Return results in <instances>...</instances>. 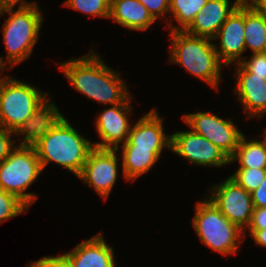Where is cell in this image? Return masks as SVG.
Returning <instances> with one entry per match:
<instances>
[{"instance_id":"cell-1","label":"cell","mask_w":266,"mask_h":267,"mask_svg":"<svg viewBox=\"0 0 266 267\" xmlns=\"http://www.w3.org/2000/svg\"><path fill=\"white\" fill-rule=\"evenodd\" d=\"M58 66L76 91L101 105L120 104L131 93L120 74L107 66L94 49L80 58L59 63Z\"/></svg>"},{"instance_id":"cell-2","label":"cell","mask_w":266,"mask_h":267,"mask_svg":"<svg viewBox=\"0 0 266 267\" xmlns=\"http://www.w3.org/2000/svg\"><path fill=\"white\" fill-rule=\"evenodd\" d=\"M170 63L181 65L189 74L218 90L224 65L219 61L213 39L171 31ZM223 67V68H222Z\"/></svg>"},{"instance_id":"cell-3","label":"cell","mask_w":266,"mask_h":267,"mask_svg":"<svg viewBox=\"0 0 266 267\" xmlns=\"http://www.w3.org/2000/svg\"><path fill=\"white\" fill-rule=\"evenodd\" d=\"M32 146L42 170L54 162L76 176L81 173L89 152L94 148L93 143L79 134L66 118Z\"/></svg>"},{"instance_id":"cell-4","label":"cell","mask_w":266,"mask_h":267,"mask_svg":"<svg viewBox=\"0 0 266 267\" xmlns=\"http://www.w3.org/2000/svg\"><path fill=\"white\" fill-rule=\"evenodd\" d=\"M0 9V17L9 14L2 25L3 42L6 48L4 69L13 68L33 52V47L39 40L43 23V13L39 5ZM8 64V65H7Z\"/></svg>"},{"instance_id":"cell-5","label":"cell","mask_w":266,"mask_h":267,"mask_svg":"<svg viewBox=\"0 0 266 267\" xmlns=\"http://www.w3.org/2000/svg\"><path fill=\"white\" fill-rule=\"evenodd\" d=\"M195 207L192 225L201 242L225 257L237 254L238 243L246 237L244 231L229 221L209 198L197 202Z\"/></svg>"},{"instance_id":"cell-6","label":"cell","mask_w":266,"mask_h":267,"mask_svg":"<svg viewBox=\"0 0 266 267\" xmlns=\"http://www.w3.org/2000/svg\"><path fill=\"white\" fill-rule=\"evenodd\" d=\"M42 172L40 160L33 146L17 145L0 162V188L16 196L28 208L38 199L37 194L25 193Z\"/></svg>"},{"instance_id":"cell-7","label":"cell","mask_w":266,"mask_h":267,"mask_svg":"<svg viewBox=\"0 0 266 267\" xmlns=\"http://www.w3.org/2000/svg\"><path fill=\"white\" fill-rule=\"evenodd\" d=\"M37 87L9 77L0 80V125L16 132L18 128L48 98Z\"/></svg>"},{"instance_id":"cell-8","label":"cell","mask_w":266,"mask_h":267,"mask_svg":"<svg viewBox=\"0 0 266 267\" xmlns=\"http://www.w3.org/2000/svg\"><path fill=\"white\" fill-rule=\"evenodd\" d=\"M190 129L217 146L229 159L244 135L232 122L207 112L187 113L182 117Z\"/></svg>"},{"instance_id":"cell-9","label":"cell","mask_w":266,"mask_h":267,"mask_svg":"<svg viewBox=\"0 0 266 267\" xmlns=\"http://www.w3.org/2000/svg\"><path fill=\"white\" fill-rule=\"evenodd\" d=\"M210 194L208 198L221 213L245 233L254 210L251 193L228 177L222 183L212 185Z\"/></svg>"},{"instance_id":"cell-10","label":"cell","mask_w":266,"mask_h":267,"mask_svg":"<svg viewBox=\"0 0 266 267\" xmlns=\"http://www.w3.org/2000/svg\"><path fill=\"white\" fill-rule=\"evenodd\" d=\"M117 149L93 148L87 157L81 173L77 176L98 195L108 199L116 183L119 163Z\"/></svg>"},{"instance_id":"cell-11","label":"cell","mask_w":266,"mask_h":267,"mask_svg":"<svg viewBox=\"0 0 266 267\" xmlns=\"http://www.w3.org/2000/svg\"><path fill=\"white\" fill-rule=\"evenodd\" d=\"M170 150L191 165L214 168L230 165L229 158L217 146L191 129L172 133Z\"/></svg>"},{"instance_id":"cell-12","label":"cell","mask_w":266,"mask_h":267,"mask_svg":"<svg viewBox=\"0 0 266 267\" xmlns=\"http://www.w3.org/2000/svg\"><path fill=\"white\" fill-rule=\"evenodd\" d=\"M131 97L129 95L122 103L104 109L96 118V130L103 142H94L99 149H117L124 144L130 133L131 124L128 115H132Z\"/></svg>"},{"instance_id":"cell-13","label":"cell","mask_w":266,"mask_h":267,"mask_svg":"<svg viewBox=\"0 0 266 267\" xmlns=\"http://www.w3.org/2000/svg\"><path fill=\"white\" fill-rule=\"evenodd\" d=\"M244 1H242L234 11L228 16L227 20L218 30L214 41H219V45L214 44L219 61L226 67L233 62L240 63L245 50L244 38Z\"/></svg>"},{"instance_id":"cell-14","label":"cell","mask_w":266,"mask_h":267,"mask_svg":"<svg viewBox=\"0 0 266 267\" xmlns=\"http://www.w3.org/2000/svg\"><path fill=\"white\" fill-rule=\"evenodd\" d=\"M235 93L248 118H261L266 113V80L249 73L240 63L235 65Z\"/></svg>"},{"instance_id":"cell-15","label":"cell","mask_w":266,"mask_h":267,"mask_svg":"<svg viewBox=\"0 0 266 267\" xmlns=\"http://www.w3.org/2000/svg\"><path fill=\"white\" fill-rule=\"evenodd\" d=\"M152 109L131 126L127 141L121 146L143 149H171V135L164 133L163 119Z\"/></svg>"},{"instance_id":"cell-16","label":"cell","mask_w":266,"mask_h":267,"mask_svg":"<svg viewBox=\"0 0 266 267\" xmlns=\"http://www.w3.org/2000/svg\"><path fill=\"white\" fill-rule=\"evenodd\" d=\"M242 1L235 0L233 4H230V0H207L184 31L193 36L213 39L228 16Z\"/></svg>"},{"instance_id":"cell-17","label":"cell","mask_w":266,"mask_h":267,"mask_svg":"<svg viewBox=\"0 0 266 267\" xmlns=\"http://www.w3.org/2000/svg\"><path fill=\"white\" fill-rule=\"evenodd\" d=\"M64 119L65 117L59 112L58 107L50 98H47L15 132L23 139L21 144L18 143V145H34L39 139L55 129Z\"/></svg>"},{"instance_id":"cell-18","label":"cell","mask_w":266,"mask_h":267,"mask_svg":"<svg viewBox=\"0 0 266 267\" xmlns=\"http://www.w3.org/2000/svg\"><path fill=\"white\" fill-rule=\"evenodd\" d=\"M113 250L100 232L77 244L73 250L64 255L73 267H116Z\"/></svg>"},{"instance_id":"cell-19","label":"cell","mask_w":266,"mask_h":267,"mask_svg":"<svg viewBox=\"0 0 266 267\" xmlns=\"http://www.w3.org/2000/svg\"><path fill=\"white\" fill-rule=\"evenodd\" d=\"M109 19L134 31H145L156 21L139 0H111Z\"/></svg>"},{"instance_id":"cell-20","label":"cell","mask_w":266,"mask_h":267,"mask_svg":"<svg viewBox=\"0 0 266 267\" xmlns=\"http://www.w3.org/2000/svg\"><path fill=\"white\" fill-rule=\"evenodd\" d=\"M122 174L127 181H135L138 177L147 173L160 159L163 149H143L136 146H121Z\"/></svg>"},{"instance_id":"cell-21","label":"cell","mask_w":266,"mask_h":267,"mask_svg":"<svg viewBox=\"0 0 266 267\" xmlns=\"http://www.w3.org/2000/svg\"><path fill=\"white\" fill-rule=\"evenodd\" d=\"M245 50L266 52V15L253 10L244 2Z\"/></svg>"},{"instance_id":"cell-22","label":"cell","mask_w":266,"mask_h":267,"mask_svg":"<svg viewBox=\"0 0 266 267\" xmlns=\"http://www.w3.org/2000/svg\"><path fill=\"white\" fill-rule=\"evenodd\" d=\"M238 162L239 168L266 169V141L247 140L243 135L229 163Z\"/></svg>"},{"instance_id":"cell-23","label":"cell","mask_w":266,"mask_h":267,"mask_svg":"<svg viewBox=\"0 0 266 267\" xmlns=\"http://www.w3.org/2000/svg\"><path fill=\"white\" fill-rule=\"evenodd\" d=\"M206 3L207 0H170V18L175 19L179 26L173 25L171 20L166 18L168 29L184 31Z\"/></svg>"},{"instance_id":"cell-24","label":"cell","mask_w":266,"mask_h":267,"mask_svg":"<svg viewBox=\"0 0 266 267\" xmlns=\"http://www.w3.org/2000/svg\"><path fill=\"white\" fill-rule=\"evenodd\" d=\"M63 5L80 11L89 17L109 19L111 0H66Z\"/></svg>"},{"instance_id":"cell-25","label":"cell","mask_w":266,"mask_h":267,"mask_svg":"<svg viewBox=\"0 0 266 267\" xmlns=\"http://www.w3.org/2000/svg\"><path fill=\"white\" fill-rule=\"evenodd\" d=\"M266 176V169L238 168L229 176L247 192L257 189Z\"/></svg>"},{"instance_id":"cell-26","label":"cell","mask_w":266,"mask_h":267,"mask_svg":"<svg viewBox=\"0 0 266 267\" xmlns=\"http://www.w3.org/2000/svg\"><path fill=\"white\" fill-rule=\"evenodd\" d=\"M27 209L29 208L16 196L0 188V224L23 214Z\"/></svg>"},{"instance_id":"cell-27","label":"cell","mask_w":266,"mask_h":267,"mask_svg":"<svg viewBox=\"0 0 266 267\" xmlns=\"http://www.w3.org/2000/svg\"><path fill=\"white\" fill-rule=\"evenodd\" d=\"M249 60L243 59L240 64L255 76L264 77L266 80V52L252 53Z\"/></svg>"},{"instance_id":"cell-28","label":"cell","mask_w":266,"mask_h":267,"mask_svg":"<svg viewBox=\"0 0 266 267\" xmlns=\"http://www.w3.org/2000/svg\"><path fill=\"white\" fill-rule=\"evenodd\" d=\"M157 21L169 12L170 0H139Z\"/></svg>"},{"instance_id":"cell-29","label":"cell","mask_w":266,"mask_h":267,"mask_svg":"<svg viewBox=\"0 0 266 267\" xmlns=\"http://www.w3.org/2000/svg\"><path fill=\"white\" fill-rule=\"evenodd\" d=\"M28 267H73L70 260L64 255L44 256L37 261H31Z\"/></svg>"},{"instance_id":"cell-30","label":"cell","mask_w":266,"mask_h":267,"mask_svg":"<svg viewBox=\"0 0 266 267\" xmlns=\"http://www.w3.org/2000/svg\"><path fill=\"white\" fill-rule=\"evenodd\" d=\"M15 133L0 125V162L6 159L10 152L16 147V140L12 139Z\"/></svg>"},{"instance_id":"cell-31","label":"cell","mask_w":266,"mask_h":267,"mask_svg":"<svg viewBox=\"0 0 266 267\" xmlns=\"http://www.w3.org/2000/svg\"><path fill=\"white\" fill-rule=\"evenodd\" d=\"M266 229V208L254 207L250 225L245 230H249V236H252L257 230Z\"/></svg>"},{"instance_id":"cell-32","label":"cell","mask_w":266,"mask_h":267,"mask_svg":"<svg viewBox=\"0 0 266 267\" xmlns=\"http://www.w3.org/2000/svg\"><path fill=\"white\" fill-rule=\"evenodd\" d=\"M251 199L256 208H266V176L259 187L251 192Z\"/></svg>"},{"instance_id":"cell-33","label":"cell","mask_w":266,"mask_h":267,"mask_svg":"<svg viewBox=\"0 0 266 267\" xmlns=\"http://www.w3.org/2000/svg\"><path fill=\"white\" fill-rule=\"evenodd\" d=\"M17 4H19V7H30L38 5V3L34 1L29 3L26 0H0V9L14 8Z\"/></svg>"},{"instance_id":"cell-34","label":"cell","mask_w":266,"mask_h":267,"mask_svg":"<svg viewBox=\"0 0 266 267\" xmlns=\"http://www.w3.org/2000/svg\"><path fill=\"white\" fill-rule=\"evenodd\" d=\"M253 10L266 15V0H243Z\"/></svg>"},{"instance_id":"cell-35","label":"cell","mask_w":266,"mask_h":267,"mask_svg":"<svg viewBox=\"0 0 266 267\" xmlns=\"http://www.w3.org/2000/svg\"><path fill=\"white\" fill-rule=\"evenodd\" d=\"M251 237L257 246L266 248V229L257 230Z\"/></svg>"},{"instance_id":"cell-36","label":"cell","mask_w":266,"mask_h":267,"mask_svg":"<svg viewBox=\"0 0 266 267\" xmlns=\"http://www.w3.org/2000/svg\"><path fill=\"white\" fill-rule=\"evenodd\" d=\"M0 70H2V71H4L5 69H4V60H3V57L2 56H0ZM0 73H1V71H0ZM1 76V75H0Z\"/></svg>"},{"instance_id":"cell-37","label":"cell","mask_w":266,"mask_h":267,"mask_svg":"<svg viewBox=\"0 0 266 267\" xmlns=\"http://www.w3.org/2000/svg\"><path fill=\"white\" fill-rule=\"evenodd\" d=\"M262 138L266 141V130L264 131V134H263Z\"/></svg>"}]
</instances>
